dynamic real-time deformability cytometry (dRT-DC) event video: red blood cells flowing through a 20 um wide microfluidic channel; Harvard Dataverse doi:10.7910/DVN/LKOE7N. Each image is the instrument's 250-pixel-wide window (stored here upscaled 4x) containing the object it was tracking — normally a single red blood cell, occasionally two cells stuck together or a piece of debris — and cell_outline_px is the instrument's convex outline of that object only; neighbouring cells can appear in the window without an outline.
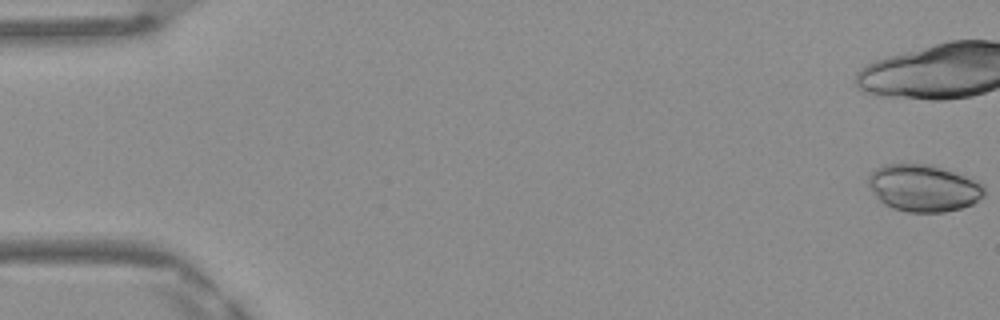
{"species": "Egyptian fruit bat (a non-hibernating species)", "species_latin": "Rousettus aegyptiacus", "temperature_condition": "warm", "stored_images_in_passage": 19, "camera_frame_rate_fps": 3000, "um_per_image_px": 0.085, "frame": {"image": 1, "passage_image": 1, "time_ms": 0.0, "image_size_px": [1000, 320], "cell_outline_px": [[984, 196], [972, 204], [960, 208], [944, 212], [908, 212], [892, 208], [884, 204], [880, 200], [868, 184], [868, 176], [876, 168], [884, 164], [932, 164], [964, 176], [980, 184], [984, 188]], "centroid_in_image_um": [78.47, 15.98], "position_along_channel_um": 6.5, "area_um2": 31.39}}